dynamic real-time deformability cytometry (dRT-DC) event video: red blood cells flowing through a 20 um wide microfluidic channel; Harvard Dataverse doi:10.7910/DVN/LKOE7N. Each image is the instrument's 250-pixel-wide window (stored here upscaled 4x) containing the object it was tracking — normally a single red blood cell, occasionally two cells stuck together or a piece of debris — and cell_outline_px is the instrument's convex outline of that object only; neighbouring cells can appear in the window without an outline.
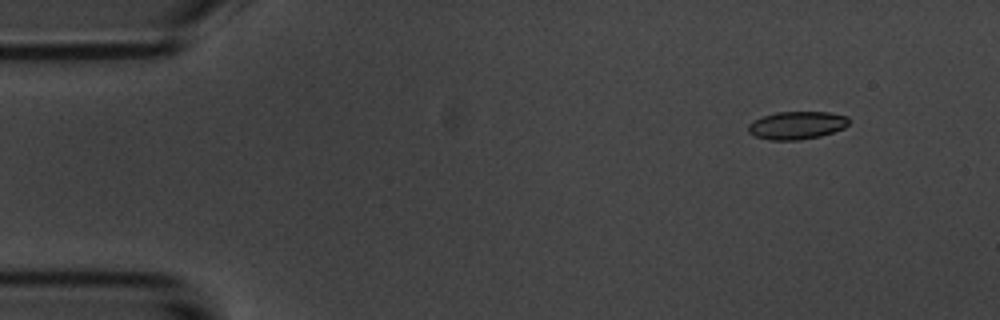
{"species": "common noctule bat (a hibernating species)", "species_latin": "Nyctalus noctula", "temperature_condition": "room temperature", "stored_images_in_passage": 4, "camera_frame_rate_fps": 3000, "um_per_image_px": 0.085, "animal": {"sex": "male", "body_mass_g": 20.1, "forearm_length_mm": 53.5}, "frame": {"image": 1, "passage_image": 1, "time_ms": 0.0, "image_size_px": [1000, 320], "cell_outline_px": [[852, 120], [844, 128], [820, 136], [800, 140], [768, 140], [756, 136], [748, 132], [748, 124], [752, 120], [776, 112], [828, 112], [848, 116]], "centroid_in_image_um": [67.74, 10.65], "position_along_channel_um": 17.3, "area_um2": 16.47}}
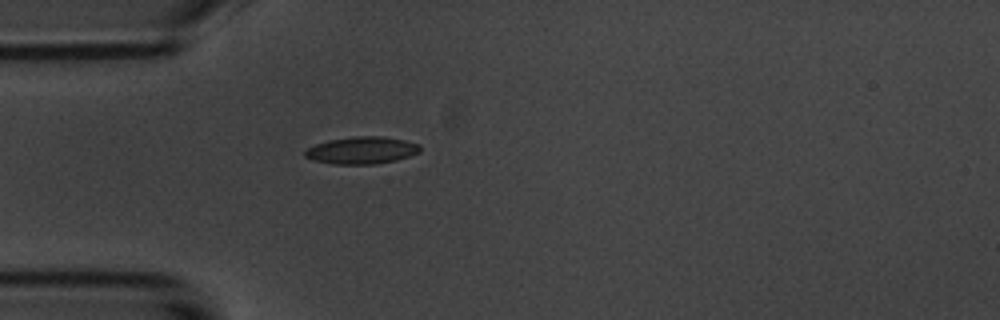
{"frame": {"image": 2, "passage_image": 4, "time_ms": 3.333, "image_size_px": [1000, 320], "cell_outline_px": [[420, 152], [396, 160], [376, 164], [336, 164], [312, 160], [304, 156], [304, 148], [328, 140], [356, 136], [384, 136], [404, 140], [420, 144]], "centroid_in_image_um": [30.72, 12.77], "position_along_channel_um": 54.3, "area_um2": 18.32}}